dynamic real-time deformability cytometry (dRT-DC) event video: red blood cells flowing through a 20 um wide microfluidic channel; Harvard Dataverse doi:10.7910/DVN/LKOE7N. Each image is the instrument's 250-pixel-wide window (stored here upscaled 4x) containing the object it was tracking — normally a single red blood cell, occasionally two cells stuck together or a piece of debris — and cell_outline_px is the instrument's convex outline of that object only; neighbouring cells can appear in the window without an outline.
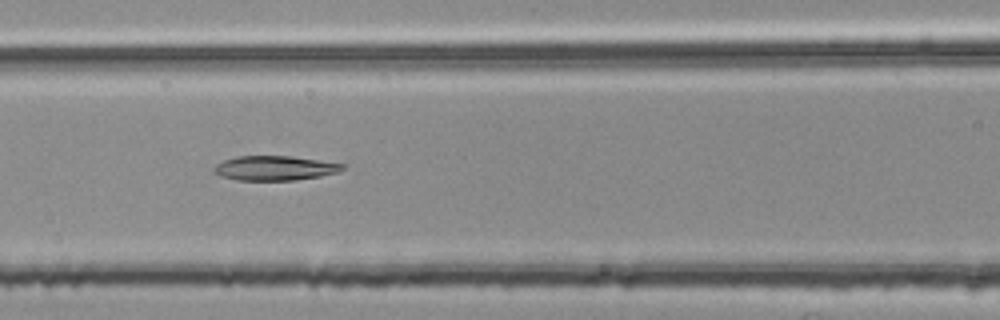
{"species": "common noctule bat (a hibernating species)", "species_latin": "Nyctalus noctula", "temperature_condition": "room temperature", "stored_images_in_passage": 42, "camera_frame_rate_fps": 3000, "um_per_image_px": 0.085, "animal": {"sex": "female", "body_mass_g": 25.1}, "frame": {"image": 1, "passage_image": 11, "time_ms": 3.333, "image_size_px": [1000, 320], "cell_outline_px": [[344, 168], [336, 172], [320, 176], [296, 180], [236, 180], [220, 176], [216, 172], [216, 164], [224, 160], [236, 156], [292, 156], [344, 164]], "centroid_in_image_um": [23.35, 14.29], "position_along_channel_um": 143.3, "area_um2": 18.15}}
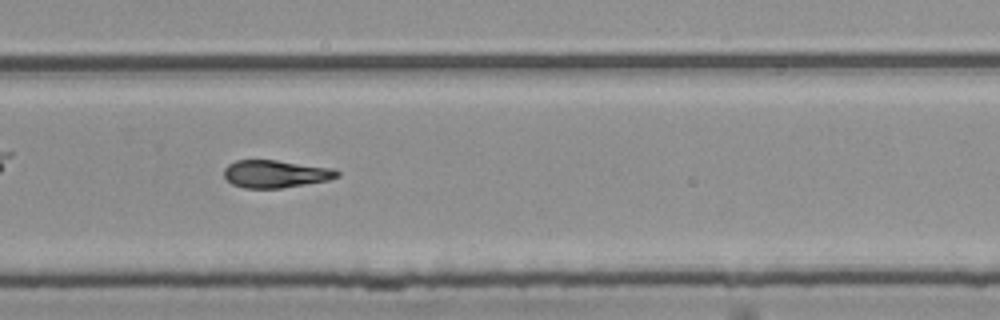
{"frame": {"image": 2, "passage_image": 24, "time_ms": 7.667, "image_size_px": [1000, 320], "cell_outline_px": [[340, 176], [328, 180], [280, 188], [244, 188], [232, 184], [224, 176], [224, 168], [228, 164], [236, 160], [276, 160], [336, 168], [340, 172]], "centroid_in_image_um": [23.44, 14.77], "position_along_channel_um": 306.4, "area_um2": 18.26}}
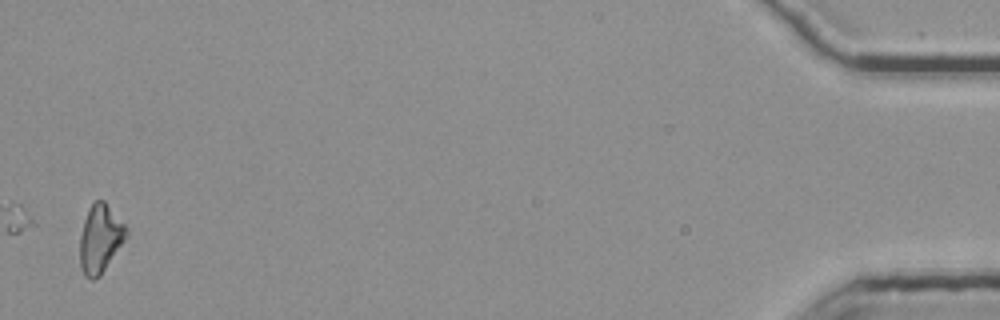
{"frame": {"image": 3, "passage_image": 41, "time_ms": 13.333, "image_size_px": [1000, 320], "cell_outline_px": [[128, 232], [124, 240], [100, 276], [92, 280], [84, 276], [80, 268], [80, 236], [84, 220], [88, 208], [96, 200], [104, 200], [128, 228]], "centroid_in_image_um": [8.5, 20.29], "position_along_channel_um": 426.7, "area_um2": 18.32}}